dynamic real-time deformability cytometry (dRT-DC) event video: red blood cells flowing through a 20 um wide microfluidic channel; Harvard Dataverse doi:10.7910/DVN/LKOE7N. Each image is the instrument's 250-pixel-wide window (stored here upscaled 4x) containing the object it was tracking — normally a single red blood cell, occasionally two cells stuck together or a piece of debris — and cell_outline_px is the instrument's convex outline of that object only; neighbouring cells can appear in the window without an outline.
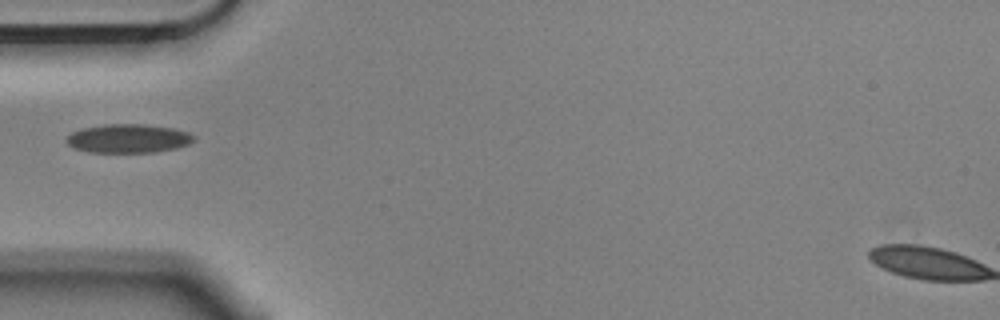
{"species": "Egyptian fruit bat (a non-hibernating species)", "species_latin": "Rousettus aegyptiacus", "temperature_condition": "cold", "stored_images_in_passage": 1, "camera_frame_rate_fps": 3000, "um_per_image_px": 0.085, "animal": {"sex": "male"}, "frame": {"image": 1, "passage_image": 1, "time_ms": 0.0, "image_size_px": [1000, 320], "cell_outline_px": [[196, 140], [188, 144], [176, 148], [156, 152], [88, 152], [76, 148], [68, 144], [68, 136], [72, 132], [80, 128], [104, 124], [144, 124], [172, 128], [188, 132], [196, 136]], "centroid_in_image_um": [10.94, 11.76], "position_along_channel_um": 74.1, "area_um2": 21.33}}